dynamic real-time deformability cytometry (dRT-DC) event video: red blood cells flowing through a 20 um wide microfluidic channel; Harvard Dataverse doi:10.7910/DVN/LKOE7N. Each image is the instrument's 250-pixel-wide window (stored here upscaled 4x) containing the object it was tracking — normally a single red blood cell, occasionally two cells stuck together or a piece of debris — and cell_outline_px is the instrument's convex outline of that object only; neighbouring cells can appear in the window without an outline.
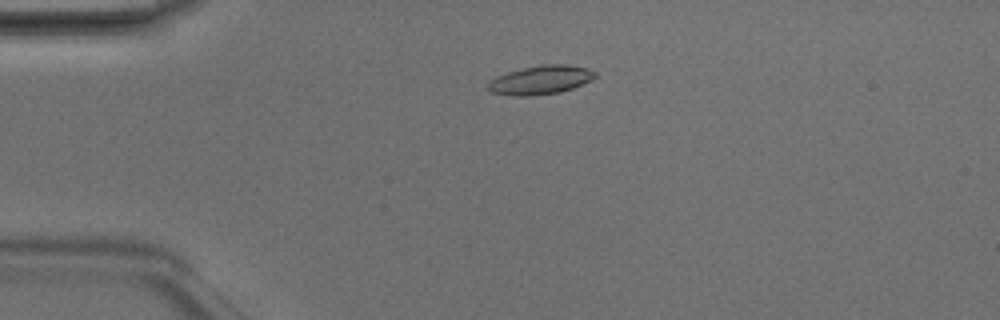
{"species": "Egyptian fruit bat (a non-hibernating species)", "species_latin": "Rousettus aegyptiacus", "temperature_condition": "room temperature", "stored_images_in_passage": 7, "camera_frame_rate_fps": 3000, "um_per_image_px": 0.085, "animal": {"sex": "male"}, "frame": {"image": 1, "passage_image": 4, "time_ms": 1.0, "image_size_px": [1000, 320], "cell_outline_px": [[596, 76], [592, 80], [572, 88], [560, 92], [528, 96], [512, 96], [488, 92], [488, 84], [496, 76], [508, 72], [540, 64], [564, 64], [588, 68], [596, 72]], "centroid_in_image_um": [45.95, 6.8], "position_along_channel_um": 39.1, "area_um2": 17.98}}